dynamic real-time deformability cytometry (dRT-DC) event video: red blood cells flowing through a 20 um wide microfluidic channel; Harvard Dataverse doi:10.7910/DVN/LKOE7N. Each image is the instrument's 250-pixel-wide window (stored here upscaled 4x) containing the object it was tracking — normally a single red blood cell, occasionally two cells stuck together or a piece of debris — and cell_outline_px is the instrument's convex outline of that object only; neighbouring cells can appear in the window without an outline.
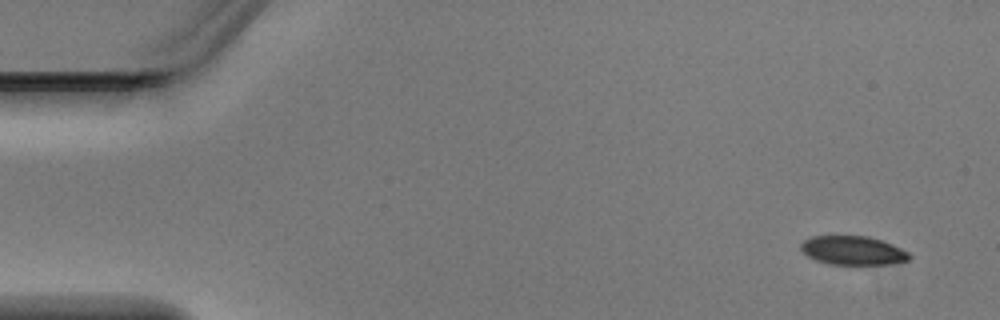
{"species": "Egyptian fruit bat (a non-hibernating species)", "species_latin": "Rousettus aegyptiacus", "temperature_condition": "warm", "stored_images_in_passage": 5, "camera_frame_rate_fps": 3000, "um_per_image_px": 0.085, "animal": {"sex": "male"}, "frame": {"image": 1, "passage_image": 1, "time_ms": 0.0, "image_size_px": [1000, 320], "cell_outline_px": [[912, 256], [908, 260], [888, 264], [828, 264], [816, 260], [808, 256], [800, 248], [800, 244], [804, 240], [812, 236], [868, 236], [892, 244], [908, 252]], "centroid_in_image_um": [72.48, 21.29], "position_along_channel_um": 12.5, "area_um2": 18.09}}